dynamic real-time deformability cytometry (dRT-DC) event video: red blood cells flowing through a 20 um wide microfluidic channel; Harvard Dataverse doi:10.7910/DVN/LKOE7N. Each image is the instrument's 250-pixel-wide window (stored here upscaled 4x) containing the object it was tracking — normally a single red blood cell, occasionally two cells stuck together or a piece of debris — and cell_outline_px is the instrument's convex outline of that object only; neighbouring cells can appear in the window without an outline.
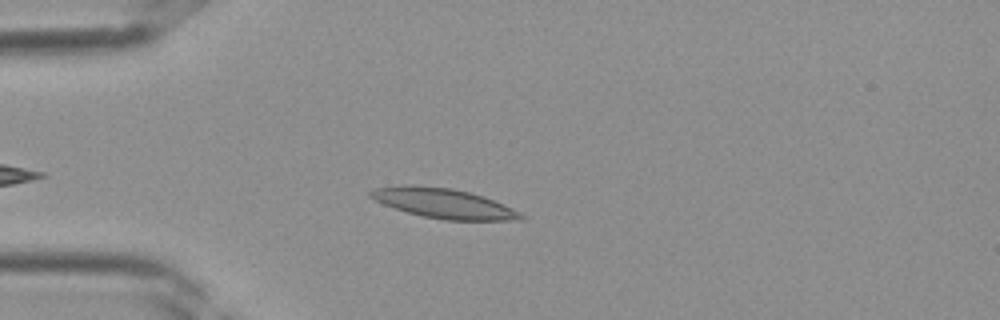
{"species": "Egyptian fruit bat (a non-hibernating species)", "species_latin": "Rousettus aegyptiacus", "temperature_condition": "room temperature", "stored_images_in_passage": 30, "camera_frame_rate_fps": 3000, "um_per_image_px": 0.085, "frame": {"image": 1, "passage_image": 5, "time_ms": 1.333, "image_size_px": [1000, 320], "cell_outline_px": [[528, 216], [524, 220], [444, 220], [424, 216], [408, 212], [384, 204], [368, 196], [368, 192], [372, 188], [404, 184], [408, 184], [452, 188], [484, 196], [504, 204]], "centroid_in_image_um": [37.73, 17.27], "position_along_channel_um": 47.3, "area_um2": 26.24}}
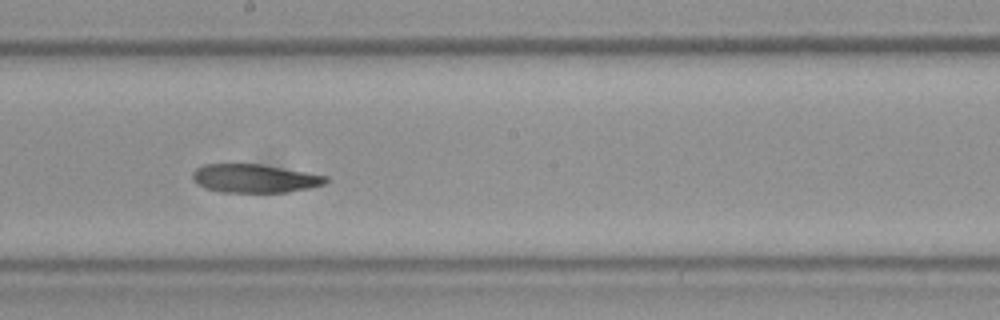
{"frame": {"image": 2, "passage_image": 16, "time_ms": 5.0, "image_size_px": [1000, 320], "cell_outline_px": [[328, 180], [324, 184], [308, 188], [288, 192], [220, 192], [204, 188], [192, 180], [192, 172], [196, 168], [204, 164], [260, 164], [328, 176]], "centroid_in_image_um": [21.6, 15.17], "position_along_channel_um": 226.6, "area_um2": 22.08}}
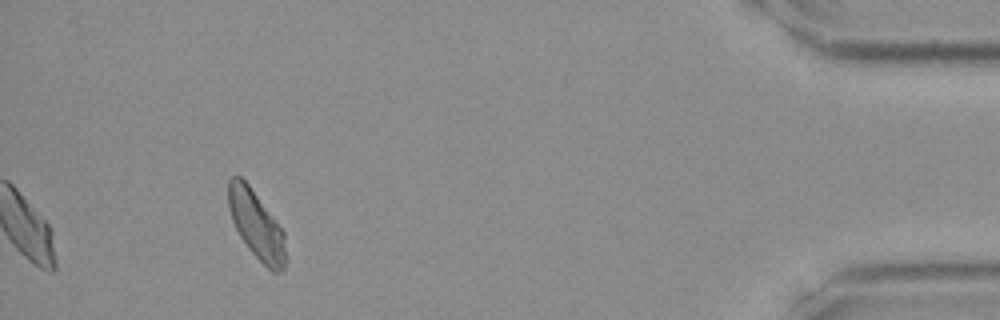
{"frame": {"image": 3, "passage_image": 30, "time_ms": 9.667, "image_size_px": [1000, 320], "cell_outline_px": [[288, 260], [284, 268], [280, 272], [272, 272], [248, 248], [240, 236], [232, 220], [228, 208], [228, 180], [232, 176], [240, 176], [248, 184], [276, 220], [284, 232]], "centroid_in_image_um": [21.82, 19.14], "position_along_channel_um": 413.4, "area_um2": 22.83}}